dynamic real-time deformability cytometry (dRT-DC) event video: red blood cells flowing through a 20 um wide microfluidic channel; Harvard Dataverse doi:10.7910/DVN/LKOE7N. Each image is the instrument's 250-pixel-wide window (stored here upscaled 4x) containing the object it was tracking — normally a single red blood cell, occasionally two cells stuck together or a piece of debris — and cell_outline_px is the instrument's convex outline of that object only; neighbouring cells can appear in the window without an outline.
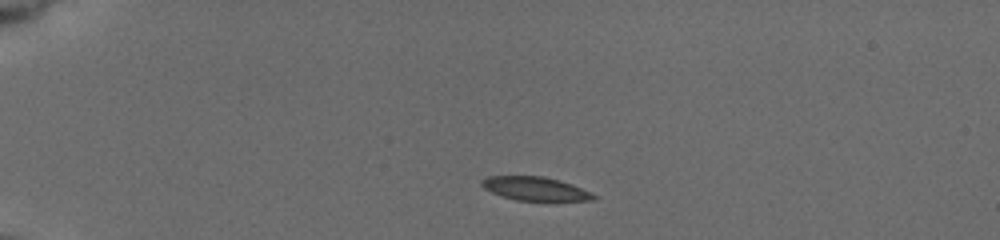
{"species": "common noctule bat (a hibernating species)", "species_latin": "Nyctalus noctula", "temperature_condition": "cold", "stored_images_in_passage": 10, "camera_frame_rate_fps": 3000, "um_per_image_px": 0.085, "animal": {"sex": "female", "body_mass_g": 19.5, "forearm_length_mm": 54.1}, "frame": {"image": 1, "passage_image": 1, "time_ms": 0.0, "image_size_px": [1000, 240], "cell_outline_px": [[600, 196], [596, 200], [556, 204], [516, 200], [492, 192], [484, 188], [480, 184], [480, 180], [488, 176], [544, 176], [560, 180], [572, 184]], "centroid_in_image_um": [45.64, 16.1], "position_along_channel_um": 39.4, "area_um2": 16.53}}
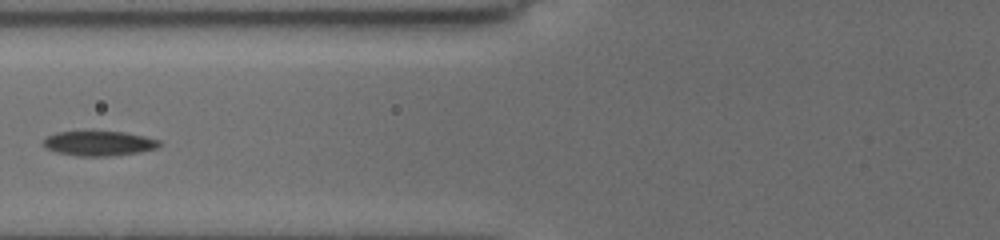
{"frame": {"image": 2, "passage_image": 7, "time_ms": 3.667, "image_size_px": [1000, 240], "cell_outline_px": [[160, 144], [156, 148], [140, 152], [112, 156], [76, 156], [56, 152], [44, 148], [44, 140], [48, 136], [56, 132], [124, 132], [160, 140]], "centroid_in_image_um": [8.39, 12.2], "position_along_channel_um": 117.4, "area_um2": 16.59}}
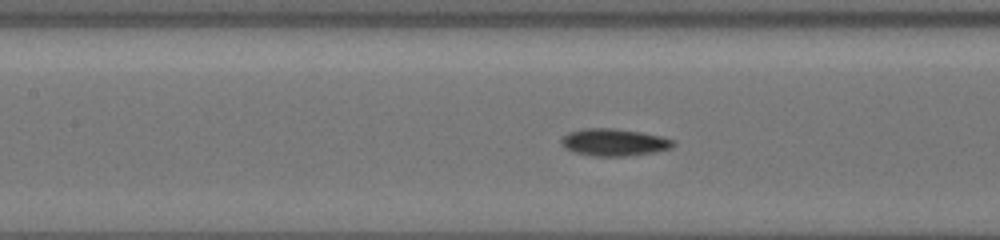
{"frame": {"image": 3, "passage_image": 9, "time_ms": 4.667, "image_size_px": [1000, 240], "cell_outline_px": [[676, 144], [672, 148], [656, 152], [628, 156], [592, 156], [572, 152], [564, 148], [560, 144], [560, 140], [568, 132], [584, 128], [612, 128], [640, 132], [660, 136], [672, 140]], "centroid_in_image_um": [52.16, 12.1], "position_along_channel_um": 155.2, "area_um2": 17.92}}